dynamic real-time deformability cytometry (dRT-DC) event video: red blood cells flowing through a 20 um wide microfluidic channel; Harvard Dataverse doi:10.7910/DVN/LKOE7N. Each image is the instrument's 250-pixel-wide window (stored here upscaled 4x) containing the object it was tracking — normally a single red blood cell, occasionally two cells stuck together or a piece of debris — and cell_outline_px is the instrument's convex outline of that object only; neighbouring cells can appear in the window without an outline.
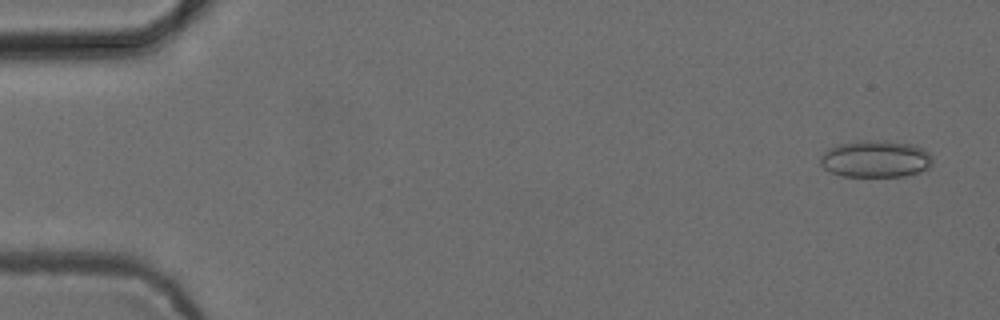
{"species": "common noctule bat (a hibernating species)", "species_latin": "Nyctalus noctula", "temperature_condition": "cold", "stored_images_in_passage": 53, "camera_frame_rate_fps": 3000, "um_per_image_px": 0.085, "animal": {"sex": "female", "body_mass_g": 24.6, "forearm_length_mm": 56.2}, "frame": {"image": 1, "passage_image": 3, "time_ms": 0.667, "image_size_px": [1000, 320], "cell_outline_px": [[932, 164], [928, 168], [920, 172], [904, 176], [844, 176], [832, 172], [824, 168], [820, 164], [820, 156], [828, 148], [840, 144], [860, 140], [884, 140], [912, 144], [924, 148], [932, 156]], "centroid_in_image_um": [74.44, 13.5], "position_along_channel_um": 10.6, "area_um2": 24.33}}
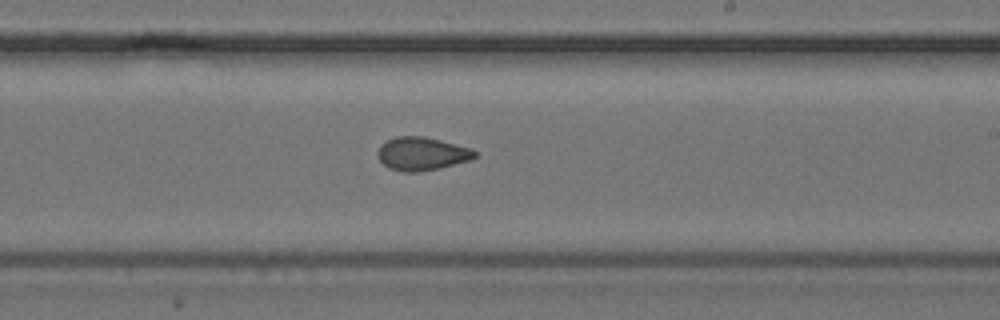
{"frame": {"image": 2, "passage_image": 32, "time_ms": 10.333, "image_size_px": [1000, 320], "cell_outline_px": [[476, 156], [472, 160], [440, 168], [420, 172], [404, 172], [388, 168], [376, 156], [376, 152], [380, 144], [396, 136], [424, 136], [472, 148], [476, 152]], "centroid_in_image_um": [35.85, 13.07], "position_along_channel_um": 253.2, "area_um2": 19.07}}
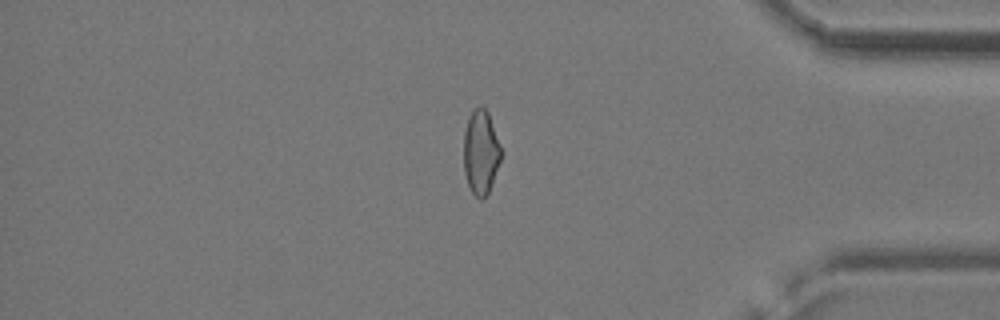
{"frame": {"image": 3, "passage_image": 45, "time_ms": 14.667, "image_size_px": [1000, 320], "cell_outline_px": [[500, 160], [488, 192], [480, 200], [472, 192], [468, 184], [464, 172], [464, 132], [468, 116], [480, 104], [488, 112], [500, 148]], "centroid_in_image_um": [40.83, 12.92], "position_along_channel_um": 394.4, "area_um2": 17.86}, "authors_computed_cell_mechanics": {"area_um2": 19.0162, "velocity_mm_per_s": 3.8848, "shape_relaxation_time_tau1_ms": 6.6613, "shape_relaxation_time_tau2_ms": 1.9667, "deformation_change_tau1": 0.1258, "deformation_change_tau2": 0.0653}}